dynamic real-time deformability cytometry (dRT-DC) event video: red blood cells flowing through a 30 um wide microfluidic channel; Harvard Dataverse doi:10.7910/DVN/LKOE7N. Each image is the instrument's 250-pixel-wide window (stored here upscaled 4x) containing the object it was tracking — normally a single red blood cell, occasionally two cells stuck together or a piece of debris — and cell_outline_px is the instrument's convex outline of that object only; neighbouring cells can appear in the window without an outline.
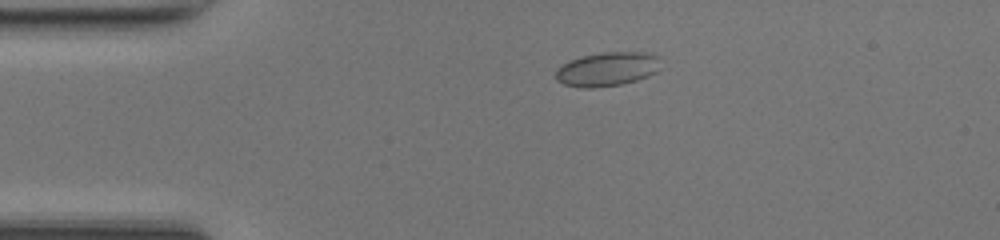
{"species": "common noctule bat (a hibernating species)", "species_latin": "Nyctalus noctula", "temperature_condition": "room temperature", "stored_images_in_passage": 40, "camera_frame_rate_fps": 3000, "um_per_image_px": 0.085, "animal": {"sex": "female", "body_mass_g": 17.0, "forearm_length_mm": 48.0}, "frame": {"image": 1, "passage_image": 1, "time_ms": 0.0, "image_size_px": [1000, 240], "cell_outline_px": [[660, 68], [656, 72], [648, 76], [636, 80], [620, 84], [592, 88], [584, 88], [564, 84], [556, 80], [556, 68], [572, 60], [584, 56], [600, 52], [644, 52], [656, 56]], "centroid_in_image_um": [51.6, 5.88], "position_along_channel_um": 33.4, "area_um2": 20.52}}
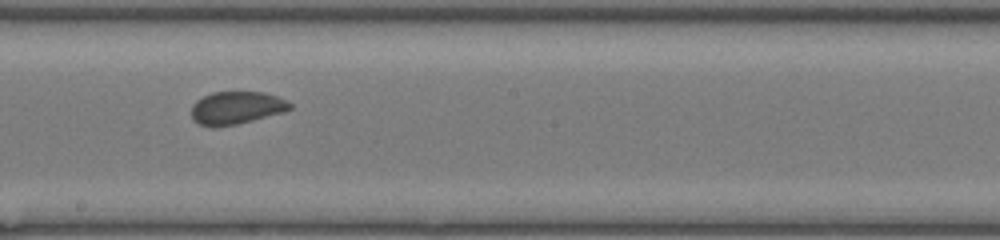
{"frame": {"image": 2, "passage_image": 18, "time_ms": 5.667, "image_size_px": [1000, 240], "cell_outline_px": [[292, 108], [284, 112], [236, 124], [212, 128], [200, 124], [192, 120], [192, 104], [196, 100], [212, 92], [264, 92], [276, 96], [292, 104]], "centroid_in_image_um": [20.06, 9.17], "position_along_channel_um": 228.1, "area_um2": 18.79}}
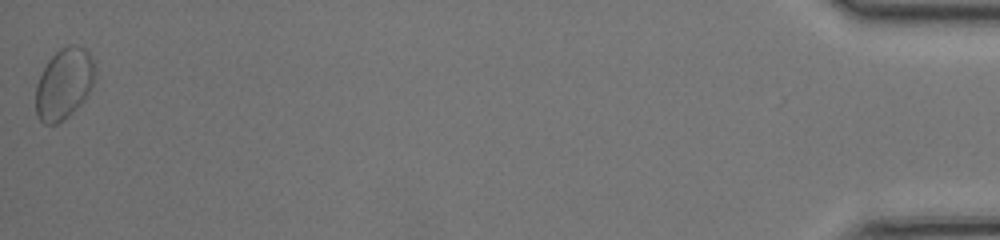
{"frame": {"image": 3, "passage_image": 40, "time_ms": 13.0, "image_size_px": [1000, 240], "cell_outline_px": [[96, 72], [92, 84], [84, 100], [68, 116], [56, 124], [44, 124], [36, 116], [36, 84], [48, 60], [60, 48], [68, 44], [76, 44], [84, 48], [88, 52], [92, 60]], "centroid_in_image_um": [5.43, 7.11], "position_along_channel_um": 429.8, "area_um2": 24.39}, "authors_computed_cell_mechanics": {"area_um2": 19.2185, "velocity_mm_per_s": 4.1811, "shape_relaxation_time_tau1_ms": 4.8256, "shape_relaxation_time_tau2_ms": 0.7844, "deformation_change_tau1": 0.0861, "deformation_change_tau2": 0.0473}}